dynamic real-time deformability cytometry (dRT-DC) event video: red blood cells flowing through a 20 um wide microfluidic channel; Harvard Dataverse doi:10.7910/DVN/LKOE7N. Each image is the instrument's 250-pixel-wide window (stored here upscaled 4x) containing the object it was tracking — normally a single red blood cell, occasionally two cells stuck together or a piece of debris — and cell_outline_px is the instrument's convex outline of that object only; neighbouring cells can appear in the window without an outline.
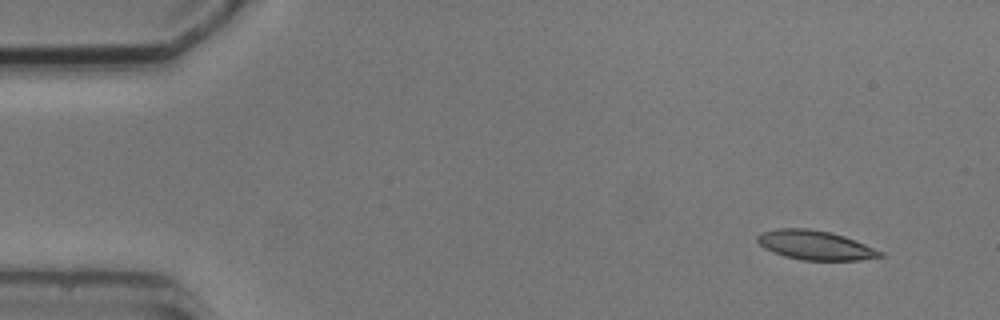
{"species": "common noctule bat (a hibernating species)", "species_latin": "Nyctalus noctula", "temperature_condition": "cold", "stored_images_in_passage": 5, "segment_of_instrument_passage": [1, 2], "camera_frame_rate_fps": 3000, "um_per_image_px": 0.085, "animal": {"sex": "male", "body_mass_g": 20.5, "forearm_length_mm": 52.5}, "frame": {"image": 1, "passage_image": 1, "time_ms": 0.0, "image_size_px": [1000, 320], "cell_outline_px": [[884, 256], [860, 260], [804, 260], [784, 256], [772, 252], [764, 248], [756, 240], [756, 236], [760, 232], [776, 228], [808, 228], [832, 232], [844, 236], [884, 252]], "centroid_in_image_um": [69.26, 20.83], "position_along_channel_um": 15.7, "area_um2": 21.04}}
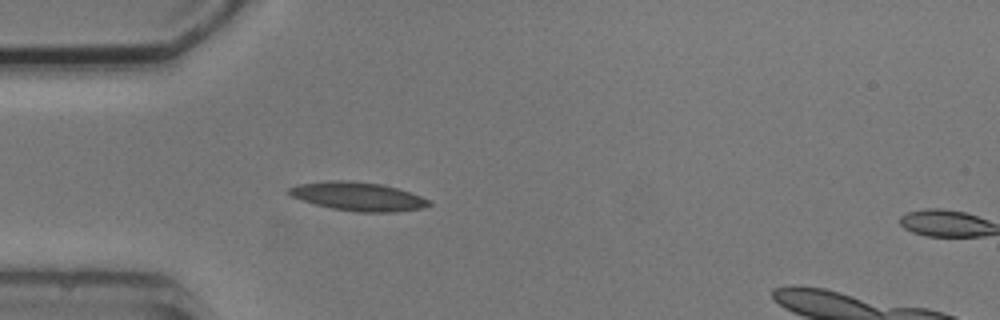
{"frame": {"image": 2, "passage_image": 4, "time_ms": 3.667, "image_size_px": [1000, 320], "cell_outline_px": [[432, 204], [424, 208], [396, 212], [356, 212], [332, 208], [316, 204], [292, 196], [288, 192], [288, 188], [296, 184], [328, 180], [352, 180], [384, 184], [432, 200]], "centroid_in_image_um": [30.46, 16.69], "position_along_channel_um": 54.5, "area_um2": 23.47}}